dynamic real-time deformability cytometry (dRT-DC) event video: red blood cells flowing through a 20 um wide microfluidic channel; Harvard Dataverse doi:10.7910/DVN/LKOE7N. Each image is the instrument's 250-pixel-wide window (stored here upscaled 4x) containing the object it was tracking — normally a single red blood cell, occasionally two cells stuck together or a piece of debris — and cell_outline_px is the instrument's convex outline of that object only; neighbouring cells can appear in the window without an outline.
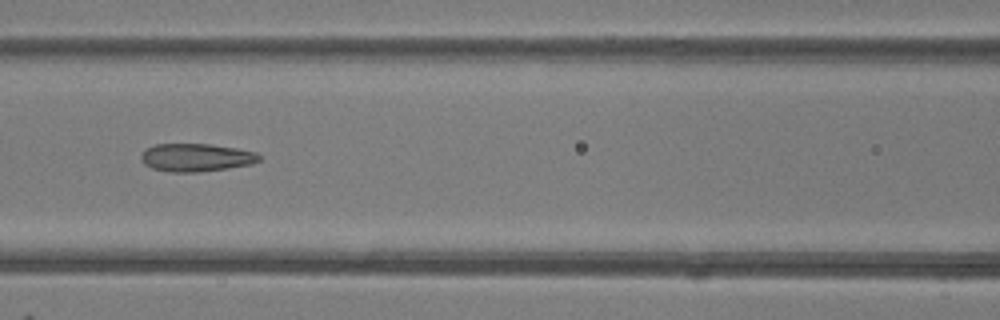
{"species": "common noctule bat (a hibernating species)", "species_latin": "Nyctalus noctula", "temperature_condition": "room temperature", "stored_images_in_passage": 6, "camera_frame_rate_fps": 3000, "um_per_image_px": 0.085, "animal": {"sex": "female"}, "frame": {"image": 1, "passage_image": 6, "time_ms": 6.333, "image_size_px": [1000, 320], "cell_outline_px": [[260, 160], [252, 164], [228, 168], [196, 172], [168, 172], [152, 168], [144, 164], [140, 160], [140, 156], [148, 148], [156, 144], [212, 144], [236, 148], [256, 152], [260, 156]], "centroid_in_image_um": [16.67, 13.39], "position_along_channel_um": 149.9, "area_um2": 19.25}}